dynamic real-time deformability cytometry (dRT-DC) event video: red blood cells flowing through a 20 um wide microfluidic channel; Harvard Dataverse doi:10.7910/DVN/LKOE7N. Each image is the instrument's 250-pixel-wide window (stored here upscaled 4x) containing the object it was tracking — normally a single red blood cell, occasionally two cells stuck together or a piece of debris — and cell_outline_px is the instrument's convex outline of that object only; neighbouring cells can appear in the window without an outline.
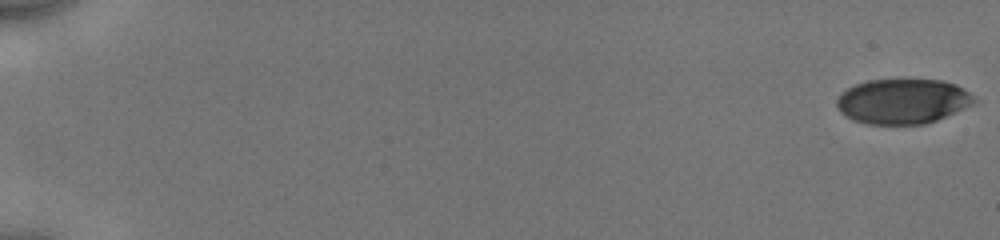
{"species": "human", "species_latin": "Homo sapiens", "temperature_condition": "cold", "stored_images_in_passage": 54, "camera_frame_rate_fps": 3000, "um_per_image_px": 0.085, "donor": {"sex": "male"}, "frame": {"image": 1, "passage_image": 1, "time_ms": 0.0, "image_size_px": [1000, 240], "cell_outline_px": [[976, 100], [972, 104], [936, 120], [924, 124], [864, 124], [852, 120], [844, 116], [836, 108], [836, 100], [848, 88], [856, 84], [868, 80], [940, 80], [956, 84], [964, 88]], "centroid_in_image_um": [76.68, 8.62], "position_along_channel_um": 8.3, "area_um2": 35.84}}
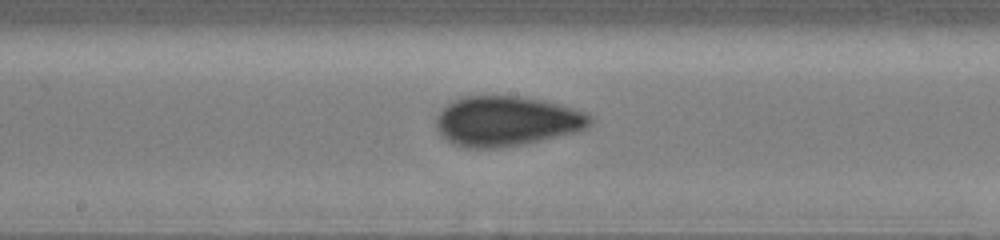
{"frame": {"image": 2, "passage_image": 31, "time_ms": 10.0, "image_size_px": [1000, 240], "cell_outline_px": [[592, 120], [584, 128], [576, 132], [524, 144], [496, 148], [464, 148], [452, 144], [436, 128], [436, 116], [452, 100], [464, 96], [516, 96], [540, 100], [560, 104], [588, 112], [592, 116]], "centroid_in_image_um": [43.05, 10.3], "position_along_channel_um": 205.1, "area_um2": 44.74}}
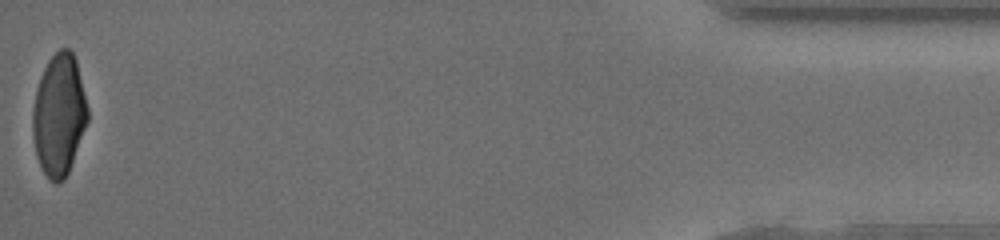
{"frame": {"image": 3, "passage_image": 54, "time_ms": 17.667, "image_size_px": [1000, 240], "cell_outline_px": [[88, 120], [68, 172], [64, 180], [56, 184], [48, 180], [36, 156], [32, 136], [32, 112], [36, 88], [40, 76], [48, 60], [60, 48], [68, 48], [72, 52], [76, 60], [88, 108]], "centroid_in_image_um": [4.99, 9.78], "position_along_channel_um": 430.2, "area_um2": 39.02}, "authors_computed_cell_mechanics": {"area_um2": 41.0091, "velocity_mm_per_s": 3.9635, "shape_relaxation_time_tau1_ms": 4.1124, "shape_relaxation_time_tau2_ms": 0.9944, "deformation_change_tau1": 0.159, "deformation_change_tau2": 0.0607}}